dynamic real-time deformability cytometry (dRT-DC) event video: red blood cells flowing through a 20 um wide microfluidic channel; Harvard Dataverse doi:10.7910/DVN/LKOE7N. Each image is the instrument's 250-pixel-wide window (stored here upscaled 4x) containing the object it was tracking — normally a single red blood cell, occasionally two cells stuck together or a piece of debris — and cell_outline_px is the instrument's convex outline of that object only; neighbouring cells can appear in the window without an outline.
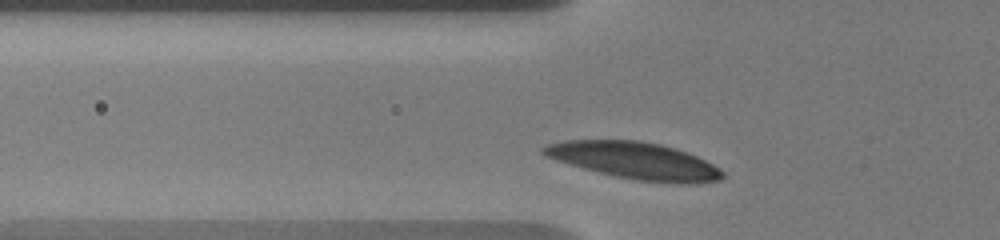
{"species": "human", "species_latin": "Homo sapiens", "temperature_condition": "warm", "stored_images_in_passage": 13, "camera_frame_rate_fps": 3000, "um_per_image_px": 0.085, "donor": {"sex": "male"}, "frame": {"image": 1, "passage_image": 2, "time_ms": 0.333, "image_size_px": [1000, 240], "cell_outline_px": [[724, 176], [720, 180], [688, 184], [684, 184], [636, 180], [616, 176], [584, 168], [556, 160], [544, 156], [540, 152], [540, 148], [548, 144], [564, 140], [636, 140], [660, 144], [696, 156], [712, 164], [724, 172]], "centroid_in_image_um": [53.92, 13.65], "position_along_channel_um": 71.9, "area_um2": 38.09}}
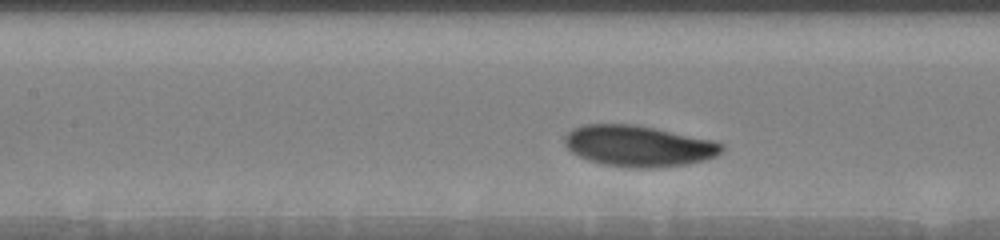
{"frame": {"image": 2, "passage_image": 7, "time_ms": 2.667, "image_size_px": [1000, 240], "cell_outline_px": [[724, 148], [716, 156], [704, 160], [688, 164], [652, 168], [628, 168], [604, 164], [588, 160], [572, 152], [564, 144], [564, 136], [572, 128], [584, 124], [632, 124], [656, 128], [712, 140], [724, 144]], "centroid_in_image_um": [54.26, 12.41], "position_along_channel_um": 153.1, "area_um2": 37.69}}
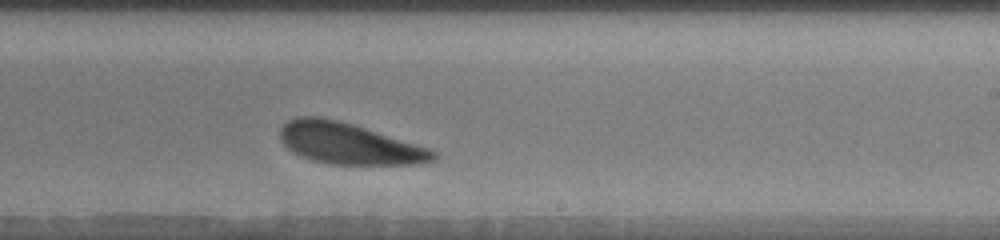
{"frame": {"image": 3, "passage_image": 13, "time_ms": 5.667, "image_size_px": [1000, 240], "cell_outline_px": [[436, 160], [420, 164], [328, 164], [312, 160], [288, 148], [280, 140], [280, 128], [288, 120], [296, 116], [320, 116], [352, 124], [428, 148], [436, 152]], "centroid_in_image_um": [29.63, 12.2], "position_along_channel_um": 259.4, "area_um2": 36.3}}